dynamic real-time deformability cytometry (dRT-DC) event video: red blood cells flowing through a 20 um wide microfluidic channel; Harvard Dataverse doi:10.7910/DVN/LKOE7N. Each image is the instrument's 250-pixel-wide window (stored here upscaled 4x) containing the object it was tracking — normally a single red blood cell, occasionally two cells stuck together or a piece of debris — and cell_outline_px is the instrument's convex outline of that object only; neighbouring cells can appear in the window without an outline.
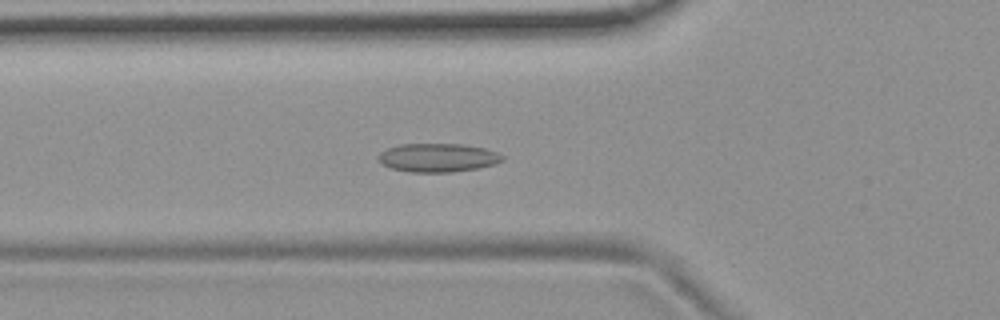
{"species": "common noctule bat (a hibernating species)", "species_latin": "Nyctalus noctula", "temperature_condition": "room temperature", "stored_images_in_passage": 54, "camera_frame_rate_fps": 3000, "um_per_image_px": 0.085, "animal": {"sex": "female", "body_mass_g": 19.9}, "frame": {"image": 1, "passage_image": 19, "time_ms": 6.0, "image_size_px": [1000, 320], "cell_outline_px": [[504, 160], [496, 164], [480, 168], [452, 172], [412, 172], [392, 168], [380, 164], [376, 160], [376, 156], [380, 152], [388, 148], [400, 144], [460, 144], [484, 148], [496, 152], [504, 156]], "centroid_in_image_um": [37.19, 13.41], "position_along_channel_um": 88.6, "area_um2": 20.87}}
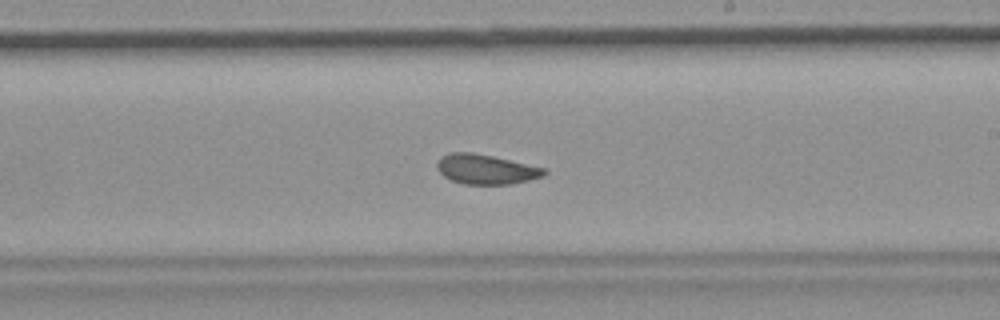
{"frame": {"image": 2, "passage_image": 32, "time_ms": 10.333, "image_size_px": [1000, 320], "cell_outline_px": [[548, 172], [544, 176], [512, 184], [464, 184], [452, 180], [444, 176], [436, 168], [436, 164], [440, 156], [448, 152], [472, 152], [492, 156], [544, 168]], "centroid_in_image_um": [41.27, 14.38], "position_along_channel_um": 247.7, "area_um2": 18.55}}
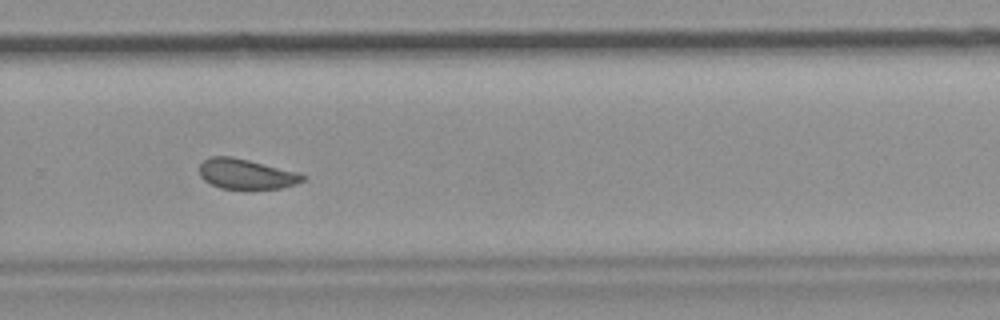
{"frame": {"image": 3, "passage_image": 37, "time_ms": 12.0, "image_size_px": [1000, 320], "cell_outline_px": [[308, 176], [304, 180], [296, 184], [280, 188], [248, 192], [244, 192], [220, 188], [204, 180], [200, 176], [200, 164], [204, 160], [212, 156], [232, 156], [300, 172]], "centroid_in_image_um": [20.97, 14.84], "position_along_channel_um": 308.8, "area_um2": 19.02}, "authors_computed_cell_mechanics": {"area_um2": 19.3341, "velocity_mm_per_s": 3.6737, "shape_relaxation_time_tau1_ms": null, "shape_relaxation_time_tau2_ms": 2.1548, "deformation_change_tau1": null, "deformation_change_tau2": 0.0804}}